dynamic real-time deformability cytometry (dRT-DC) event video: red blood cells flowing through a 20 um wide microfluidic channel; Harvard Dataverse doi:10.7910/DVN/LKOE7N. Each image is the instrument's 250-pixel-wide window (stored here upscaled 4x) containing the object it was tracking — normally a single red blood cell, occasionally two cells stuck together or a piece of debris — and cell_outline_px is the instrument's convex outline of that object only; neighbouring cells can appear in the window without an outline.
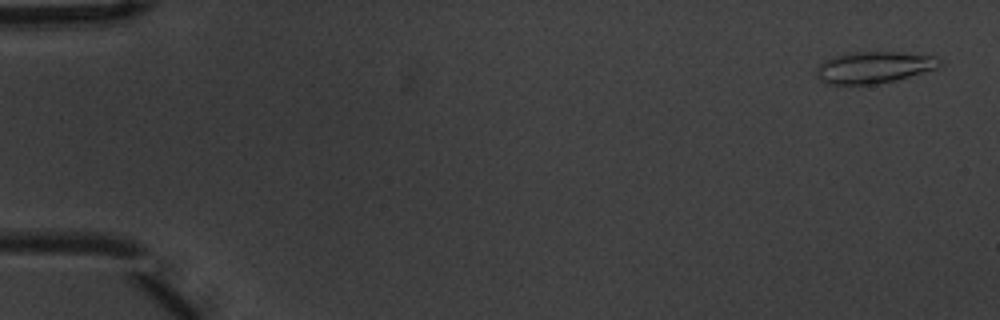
{"species": "common noctule bat (a hibernating species)", "species_latin": "Nyctalus noctula", "temperature_condition": "warm", "stored_images_in_passage": 5, "camera_frame_rate_fps": 3000, "um_per_image_px": 0.085, "animal": {"sex": "male", "body_mass_g": 20.1, "forearm_length_mm": 53.5}, "frame": {"image": 1, "passage_image": 1, "time_ms": 0.0, "image_size_px": [1000, 320], "cell_outline_px": [[944, 60], [936, 68], [896, 80], [876, 84], [828, 84], [820, 80], [816, 76], [816, 68], [820, 64], [832, 56], [848, 52], [900, 52], [936, 56]], "centroid_in_image_um": [74.27, 5.71], "position_along_channel_um": 10.7, "area_um2": 22.77}}
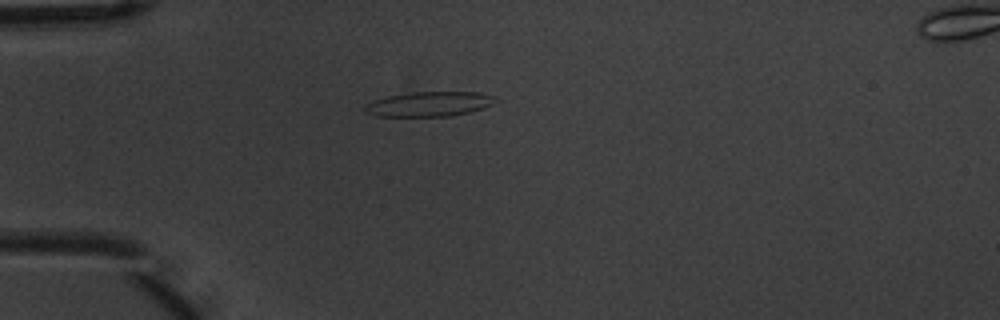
{"frame": {"image": 2, "passage_image": 4, "time_ms": 1.0, "image_size_px": [1000, 320], "cell_outline_px": [[500, 100], [484, 108], [452, 116], [376, 116], [364, 112], [364, 104], [388, 96], [412, 92], [480, 92], [496, 96]], "centroid_in_image_um": [36.52, 8.84], "position_along_channel_um": 48.5, "area_um2": 18.96}}